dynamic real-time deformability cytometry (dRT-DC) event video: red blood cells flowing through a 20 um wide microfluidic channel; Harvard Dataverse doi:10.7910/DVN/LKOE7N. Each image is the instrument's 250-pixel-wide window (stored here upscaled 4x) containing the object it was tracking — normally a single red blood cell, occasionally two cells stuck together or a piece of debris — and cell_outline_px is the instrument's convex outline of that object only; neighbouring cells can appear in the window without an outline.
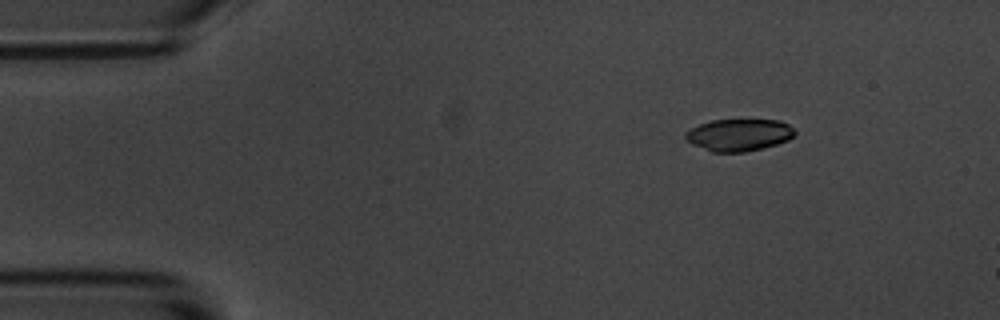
{"species": "common noctule bat (a hibernating species)", "species_latin": "Nyctalus noctula", "temperature_condition": "room temperature", "stored_images_in_passage": 3, "camera_frame_rate_fps": 3000, "um_per_image_px": 0.085, "animal": {"sex": "male", "body_mass_g": 20.1, "forearm_length_mm": 53.5}, "frame": {"image": 1, "passage_image": 1, "time_ms": 0.0, "image_size_px": [1000, 320], "cell_outline_px": [[796, 136], [788, 140], [764, 148], [744, 152], [712, 152], [692, 144], [684, 136], [684, 132], [700, 124], [712, 120], [780, 120], [796, 128]], "centroid_in_image_um": [62.85, 11.47], "position_along_channel_um": 22.1, "area_um2": 20.58}}